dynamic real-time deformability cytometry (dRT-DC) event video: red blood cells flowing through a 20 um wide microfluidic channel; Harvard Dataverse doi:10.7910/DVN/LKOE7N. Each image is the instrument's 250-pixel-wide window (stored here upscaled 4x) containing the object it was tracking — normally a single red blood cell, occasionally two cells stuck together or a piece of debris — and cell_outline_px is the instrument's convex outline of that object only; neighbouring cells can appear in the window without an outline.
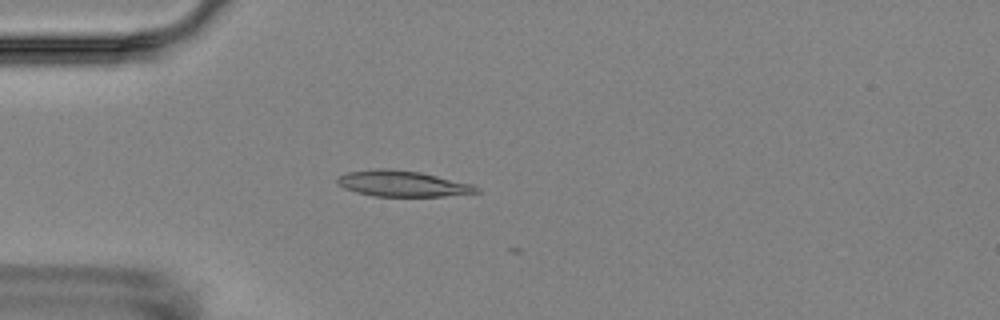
{"species": "Egyptian fruit bat (a non-hibernating species)", "species_latin": "Rousettus aegyptiacus", "temperature_condition": "room temperature", "stored_images_in_passage": 4, "camera_frame_rate_fps": 3000, "um_per_image_px": 0.085, "animal": {"sex": "female"}, "frame": {"image": 1, "passage_image": 2, "time_ms": 2.0, "image_size_px": [1000, 320], "cell_outline_px": [[480, 192], [444, 196], [372, 196], [356, 192], [344, 188], [336, 184], [336, 176], [348, 172], [380, 168], [384, 168], [420, 172], [472, 184], [480, 188]], "centroid_in_image_um": [34.17, 15.61], "position_along_channel_um": 50.8, "area_um2": 20.98}}